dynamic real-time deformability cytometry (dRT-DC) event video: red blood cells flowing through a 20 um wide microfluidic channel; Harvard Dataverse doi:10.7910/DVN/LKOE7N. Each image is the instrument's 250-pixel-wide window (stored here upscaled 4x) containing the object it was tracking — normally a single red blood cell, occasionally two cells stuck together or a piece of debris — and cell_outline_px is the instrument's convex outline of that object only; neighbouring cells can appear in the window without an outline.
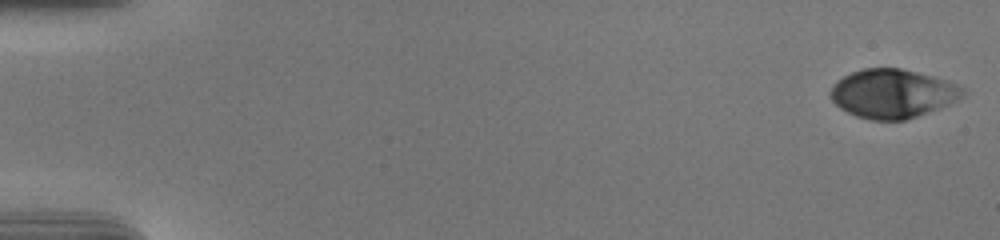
{"species": "human", "species_latin": "Homo sapiens", "temperature_condition": "cold", "stored_images_in_passage": 55, "camera_frame_rate_fps": 3000, "um_per_image_px": 0.085, "donor": {"sex": "male"}, "frame": {"image": 1, "passage_image": 1, "time_ms": 0.0, "image_size_px": [1000, 240], "cell_outline_px": [[964, 96], [940, 108], [904, 120], [872, 120], [856, 116], [840, 108], [832, 100], [828, 92], [844, 76], [852, 72], [864, 68], [900, 68], [948, 80], [964, 88]], "centroid_in_image_um": [75.88, 7.96], "position_along_channel_um": 9.1, "area_um2": 37.34}}
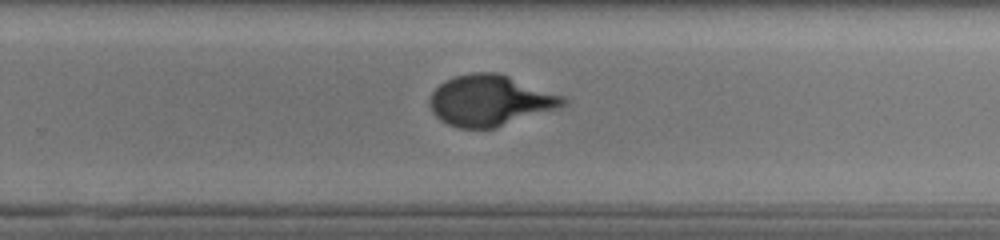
{"frame": {"image": 2, "passage_image": 37, "time_ms": 12.0, "image_size_px": [1000, 240], "cell_outline_px": [[568, 104], [496, 128], [460, 128], [448, 124], [440, 120], [432, 112], [428, 104], [428, 100], [432, 92], [444, 80], [456, 76], [472, 72], [496, 72], [508, 76], [564, 96], [568, 100]], "centroid_in_image_um": [41.62, 8.54], "position_along_channel_um": 288.2, "area_um2": 39.36}}
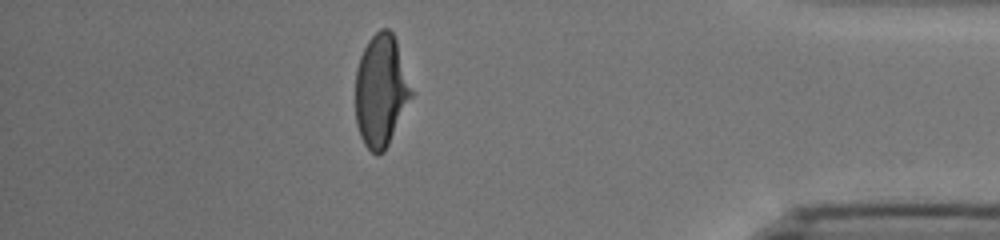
{"frame": {"image": 3, "passage_image": 49, "time_ms": 16.0, "image_size_px": [1000, 240], "cell_outline_px": [[412, 96], [384, 152], [376, 156], [364, 144], [360, 136], [356, 124], [356, 68], [360, 56], [368, 40], [380, 28], [388, 28], [392, 32], [396, 40], [412, 92]], "centroid_in_image_um": [32.35, 7.71], "position_along_channel_um": 402.8, "area_um2": 36.13}, "authors_computed_cell_mechanics": {"area_um2": 38.7838, "velocity_mm_per_s": 3.7303, "shape_relaxation_time_tau1_ms": 4.8934, "shape_relaxation_time_tau2_ms": null, "deformation_change_tau1": 0.2202, "deformation_change_tau2": null}}